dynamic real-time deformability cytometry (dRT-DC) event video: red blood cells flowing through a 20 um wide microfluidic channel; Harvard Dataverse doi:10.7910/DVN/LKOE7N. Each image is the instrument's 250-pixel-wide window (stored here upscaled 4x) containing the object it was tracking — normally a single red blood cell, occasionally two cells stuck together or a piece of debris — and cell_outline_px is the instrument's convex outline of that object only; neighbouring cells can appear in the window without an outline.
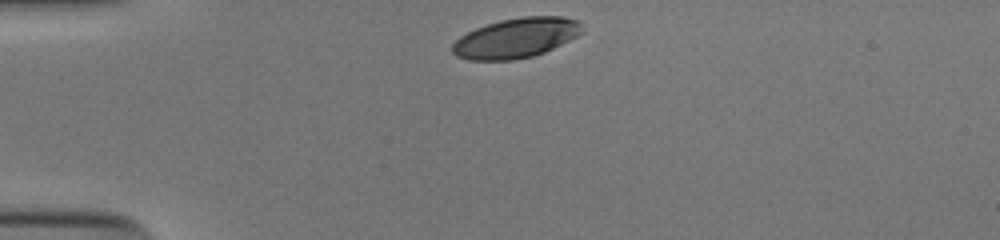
{"species": "human", "species_latin": "Homo sapiens", "temperature_condition": "cold", "stored_images_in_passage": 31, "camera_frame_rate_fps": 3000, "um_per_image_px": 0.085, "donor": {"sex": "male"}, "frame": {"image": 1, "passage_image": 1, "time_ms": 0.0, "image_size_px": [1000, 240], "cell_outline_px": [[584, 32], [544, 52], [532, 56], [512, 60], [468, 60], [456, 56], [452, 52], [452, 44], [460, 36], [476, 28], [500, 20], [520, 16], [564, 16], [580, 20]], "centroid_in_image_um": [43.88, 3.21], "position_along_channel_um": 41.1, "area_um2": 30.17}}
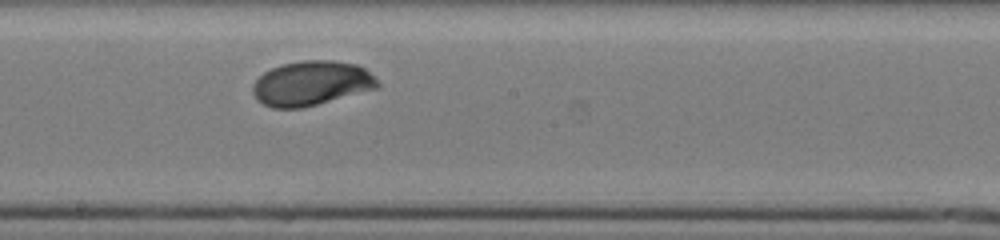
{"frame": {"image": 2, "passage_image": 18, "time_ms": 5.667, "image_size_px": [1000, 240], "cell_outline_px": [[380, 84], [376, 88], [316, 104], [300, 108], [272, 108], [256, 100], [252, 92], [252, 84], [264, 72], [280, 64], [300, 60], [336, 60], [356, 64], [364, 68]], "centroid_in_image_um": [26.41, 7.06], "position_along_channel_um": 221.8, "area_um2": 32.25}}
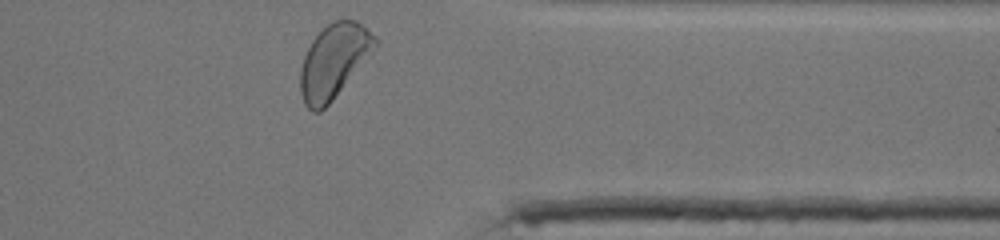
{"frame": {"image": 3, "passage_image": 31, "time_ms": 10.0, "image_size_px": [1000, 240], "cell_outline_px": [[380, 40], [372, 56], [332, 100], [320, 112], [312, 112], [304, 104], [300, 92], [300, 68], [304, 56], [312, 40], [328, 24], [336, 20], [356, 20], [376, 36]], "centroid_in_image_um": [28.41, 5.21], "position_along_channel_um": 383.0, "area_um2": 32.48}, "authors_computed_cell_mechanics": {"area_um2": 31.79, "velocity_mm_per_s": 3.8725, "shape_relaxation_time_tau1_ms": 3.7684, "shape_relaxation_time_tau2_ms": null, "deformation_change_tau1": 0.1761, "deformation_change_tau2": null}}